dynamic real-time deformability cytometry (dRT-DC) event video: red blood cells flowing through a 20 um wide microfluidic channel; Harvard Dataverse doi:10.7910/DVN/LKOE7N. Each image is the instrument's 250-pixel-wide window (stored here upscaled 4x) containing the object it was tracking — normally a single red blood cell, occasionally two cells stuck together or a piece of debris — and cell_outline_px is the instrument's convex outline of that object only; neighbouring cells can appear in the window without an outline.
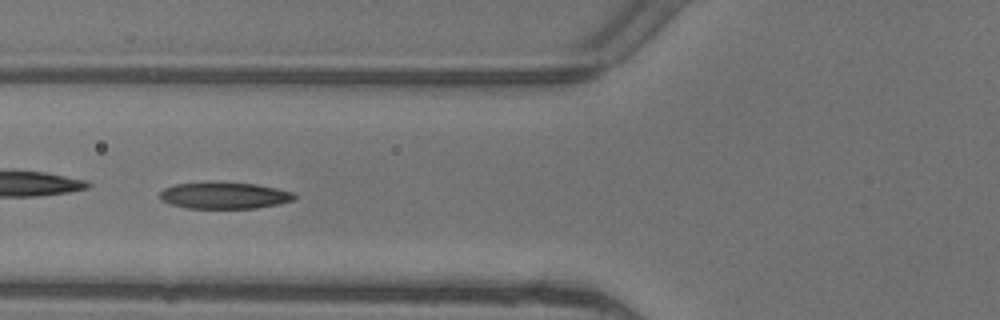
{"species": "common noctule bat (a hibernating species)", "species_latin": "Nyctalus noctula", "temperature_condition": "warm", "stored_images_in_passage": 7, "camera_frame_rate_fps": 3000, "um_per_image_px": 0.085, "animal": {"sex": "female"}, "frame": {"image": 1, "passage_image": 6, "time_ms": 1.667, "image_size_px": [1000, 320], "cell_outline_px": [[296, 200], [256, 208], [188, 208], [172, 204], [160, 200], [160, 192], [164, 188], [176, 184], [256, 184], [276, 188], [292, 192], [296, 196]], "centroid_in_image_um": [19.09, 16.65], "position_along_channel_um": 106.7, "area_um2": 20.06}}
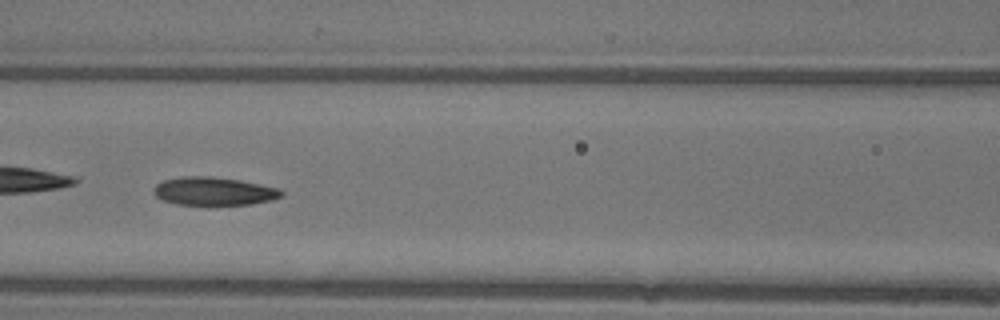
{"frame": {"image": 2, "passage_image": 7, "time_ms": 2.0, "image_size_px": [1000, 320], "cell_outline_px": [[284, 196], [272, 200], [252, 204], [208, 208], [176, 204], [164, 200], [156, 196], [152, 192], [156, 184], [164, 180], [180, 176], [212, 176], [240, 180], [280, 188], [284, 192]], "centroid_in_image_um": [18.2, 16.3], "position_along_channel_um": 148.4, "area_um2": 22.14}}